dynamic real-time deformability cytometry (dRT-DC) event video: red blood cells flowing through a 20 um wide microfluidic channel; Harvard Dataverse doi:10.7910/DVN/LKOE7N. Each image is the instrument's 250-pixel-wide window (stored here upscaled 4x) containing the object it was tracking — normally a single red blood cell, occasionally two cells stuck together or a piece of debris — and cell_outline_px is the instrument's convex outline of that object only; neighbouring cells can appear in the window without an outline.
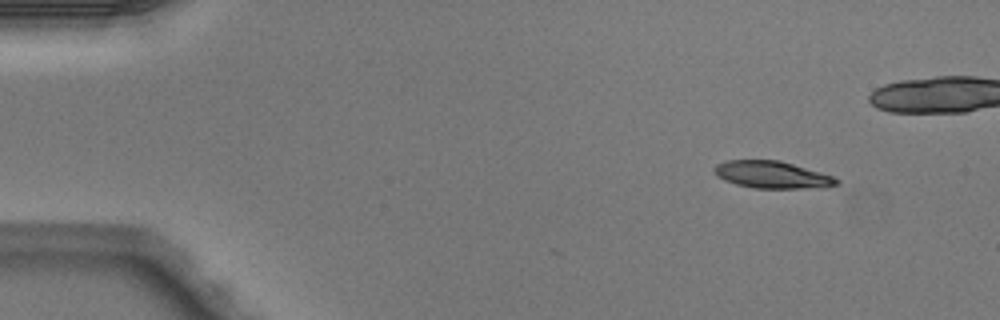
{"species": "Egyptian fruit bat (a non-hibernating species)", "species_latin": "Rousettus aegyptiacus", "temperature_condition": "warm", "stored_images_in_passage": 4, "camera_frame_rate_fps": 3000, "um_per_image_px": 0.085, "animal": {"sex": "male"}, "frame": {"image": 1, "passage_image": 1, "time_ms": 0.0, "image_size_px": [1000, 320], "cell_outline_px": [[840, 184], [824, 188], [752, 188], [736, 184], [724, 180], [716, 176], [712, 168], [716, 164], [728, 160], [780, 160], [832, 176], [840, 180]], "centroid_in_image_um": [65.62, 14.86], "position_along_channel_um": 19.4, "area_um2": 19.48}}